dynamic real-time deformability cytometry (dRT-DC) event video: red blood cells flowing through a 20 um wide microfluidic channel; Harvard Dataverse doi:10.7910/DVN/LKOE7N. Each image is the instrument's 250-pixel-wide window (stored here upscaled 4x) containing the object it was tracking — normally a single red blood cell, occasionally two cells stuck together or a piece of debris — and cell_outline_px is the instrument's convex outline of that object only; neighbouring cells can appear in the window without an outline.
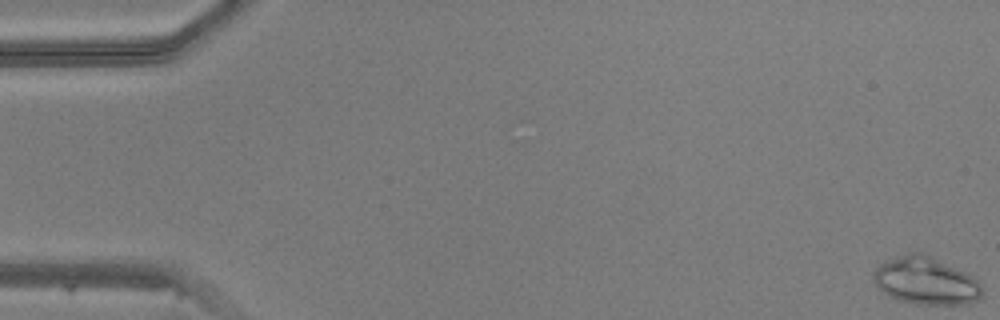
{"species": "common noctule bat (a hibernating species)", "species_latin": "Nyctalus noctula", "temperature_condition": "warm", "stored_images_in_passage": 50, "camera_frame_rate_fps": 3000, "um_per_image_px": 0.085, "animal": {"sex": "male", "body_mass_g": 20.5, "forearm_length_mm": 52.5}, "frame": {"image": 1, "passage_image": 1, "time_ms": 0.0, "image_size_px": [1000, 320], "cell_outline_px": [[984, 292], [976, 300], [968, 304], [912, 304], [900, 300], [876, 288], [872, 280], [872, 272], [880, 264], [888, 260], [908, 252], [924, 252], [972, 276], [980, 284]], "centroid_in_image_um": [78.66, 23.86], "position_along_channel_um": 6.3, "area_um2": 30.11}}
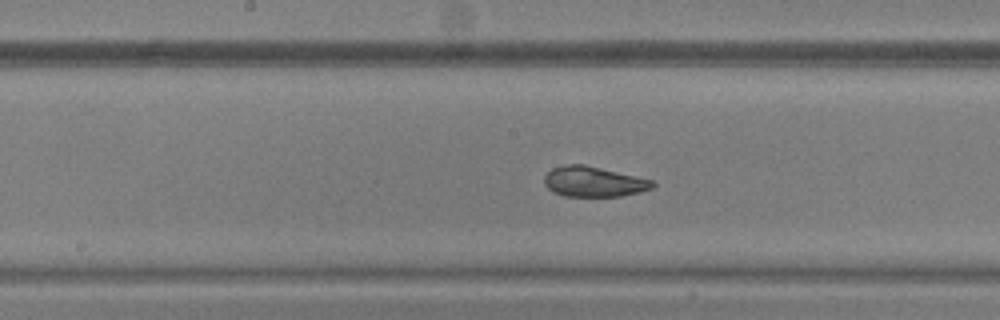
{"frame": {"image": 2, "passage_image": 26, "time_ms": 8.333, "image_size_px": [1000, 320], "cell_outline_px": [[656, 184], [652, 188], [620, 196], [564, 196], [552, 192], [544, 184], [544, 176], [552, 168], [568, 164], [584, 164], [652, 180]], "centroid_in_image_um": [50.41, 15.44], "position_along_channel_um": 197.8, "area_um2": 18.9}}
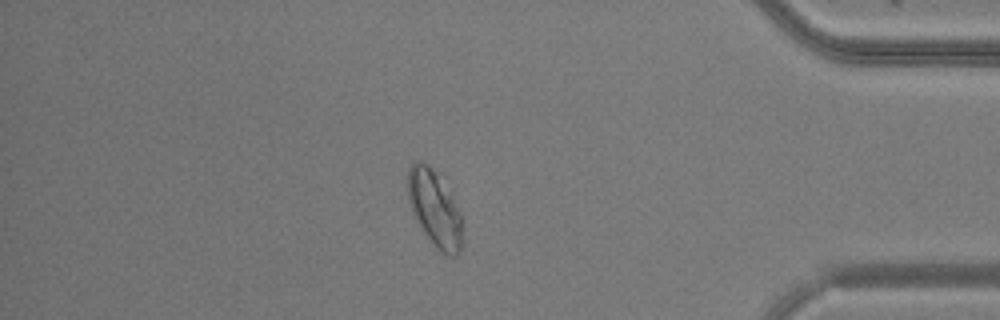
{"frame": {"image": 3, "passage_image": 43, "time_ms": 14.0, "image_size_px": [1000, 320], "cell_outline_px": [[460, 252], [456, 256], [448, 256], [420, 228], [412, 212], [408, 200], [408, 168], [416, 160], [420, 160], [428, 164], [460, 212]], "centroid_in_image_um": [36.88, 17.7], "position_along_channel_um": 398.3, "area_um2": 22.83}}